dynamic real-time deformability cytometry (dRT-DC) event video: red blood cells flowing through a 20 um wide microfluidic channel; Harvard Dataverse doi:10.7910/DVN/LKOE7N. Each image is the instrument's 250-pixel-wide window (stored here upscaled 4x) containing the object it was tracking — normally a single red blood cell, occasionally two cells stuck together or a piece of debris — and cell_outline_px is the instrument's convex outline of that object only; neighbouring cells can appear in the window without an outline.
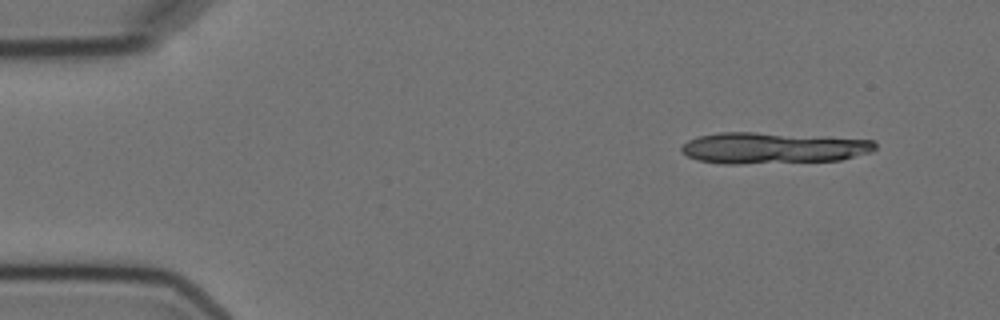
{"species": "Egyptian fruit bat (a non-hibernating species)", "species_latin": "Rousettus aegyptiacus", "temperature_condition": "cold", "stored_images_in_passage": 9, "segment_of_instrument_passage": [1, 2], "camera_frame_rate_fps": 3000, "um_per_image_px": 0.085, "animal": {"sex": "female"}, "frame": {"image": 1, "passage_image": 1, "time_ms": 0.0, "image_size_px": [1000, 320], "cell_outline_px": [[876, 148], [872, 152], [840, 160], [740, 164], [724, 164], [696, 160], [680, 152], [680, 148], [688, 140], [700, 136], [720, 132], [756, 132], [872, 140], [876, 144]], "centroid_in_image_um": [65.65, 12.59], "position_along_channel_um": 19.4, "area_um2": 35.14}}